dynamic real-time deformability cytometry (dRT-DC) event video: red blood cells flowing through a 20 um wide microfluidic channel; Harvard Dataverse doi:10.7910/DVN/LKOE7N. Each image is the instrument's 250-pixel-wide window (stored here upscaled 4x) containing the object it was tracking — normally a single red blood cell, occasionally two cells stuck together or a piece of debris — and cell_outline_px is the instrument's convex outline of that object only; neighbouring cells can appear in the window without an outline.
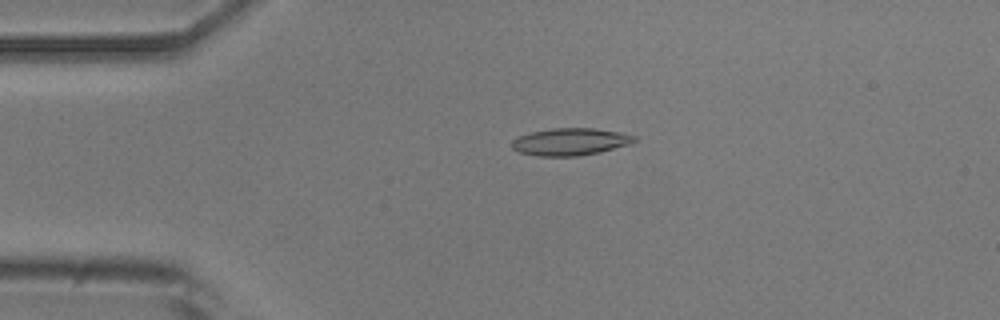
{"species": "common noctule bat (a hibernating species)", "species_latin": "Nyctalus noctula", "temperature_condition": "room temperature", "stored_images_in_passage": 52, "camera_frame_rate_fps": 3000, "um_per_image_px": 0.085, "animal": {"sex": "male", "body_mass_g": 20.5, "forearm_length_mm": 52.5}, "frame": {"image": 1, "passage_image": 11, "time_ms": 3.333, "image_size_px": [1000, 320], "cell_outline_px": [[636, 140], [632, 144], [600, 152], [576, 156], [536, 156], [520, 152], [512, 148], [512, 140], [520, 136], [532, 132], [552, 128], [596, 128], [636, 136]], "centroid_in_image_um": [48.49, 12.05], "position_along_channel_um": 36.5, "area_um2": 19.36}}
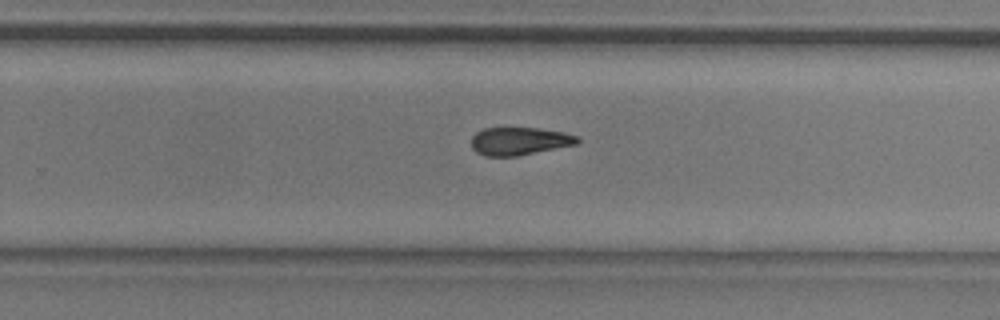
{"frame": {"image": 2, "passage_image": 33, "time_ms": 10.667, "image_size_px": [1000, 320], "cell_outline_px": [[580, 140], [576, 144], [516, 156], [484, 156], [476, 152], [472, 148], [472, 136], [476, 132], [484, 128], [536, 128], [564, 132], [580, 136]], "centroid_in_image_um": [44.14, 11.99], "position_along_channel_um": 285.7, "area_um2": 17.17}}
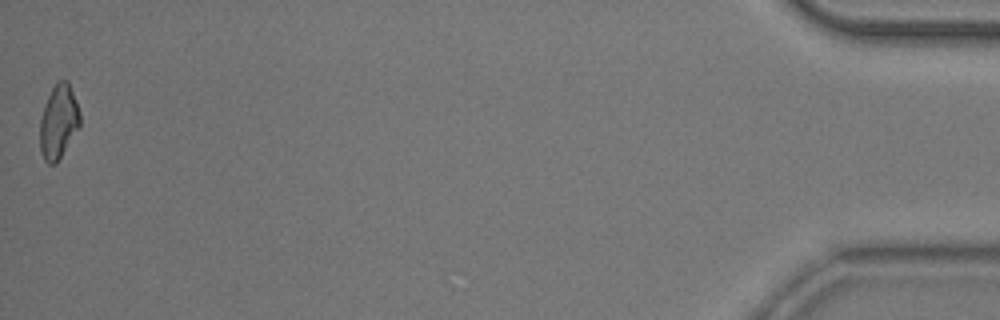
{"frame": {"image": 3, "passage_image": 52, "time_ms": 17.0, "image_size_px": [1000, 320], "cell_outline_px": [[80, 124], [56, 164], [48, 164], [44, 160], [40, 152], [40, 120], [48, 96], [52, 88], [60, 80], [68, 80], [80, 112]], "centroid_in_image_um": [4.96, 10.36], "position_along_channel_um": 430.2, "area_um2": 16.94}, "authors_computed_cell_mechanics": {"area_um2": 18.2648, "velocity_mm_per_s": 3.8218, "shape_relaxation_time_tau1_ms": 6.9145, "shape_relaxation_time_tau2_ms": null, "deformation_change_tau1": 0.1739, "deformation_change_tau2": null}}